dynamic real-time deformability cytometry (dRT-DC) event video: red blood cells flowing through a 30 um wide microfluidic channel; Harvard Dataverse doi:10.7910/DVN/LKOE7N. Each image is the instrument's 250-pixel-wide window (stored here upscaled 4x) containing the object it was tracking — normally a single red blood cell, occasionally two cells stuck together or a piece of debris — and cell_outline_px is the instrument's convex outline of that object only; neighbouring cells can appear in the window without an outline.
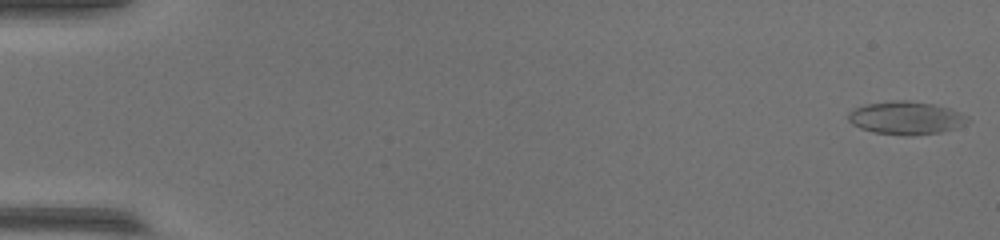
{"species": "common noctule bat (a hibernating species)", "species_latin": "Nyctalus noctula", "temperature_condition": "warm", "stored_images_in_passage": 54, "camera_frame_rate_fps": 3000, "um_per_image_px": 0.085, "animal": {"sex": "female", "body_mass_g": 17.0, "forearm_length_mm": 48.0}, "frame": {"image": 1, "passage_image": 1, "time_ms": 0.0, "image_size_px": [1000, 240], "cell_outline_px": [[968, 120], [964, 124], [956, 128], [940, 132], [908, 136], [904, 136], [872, 132], [860, 128], [852, 124], [848, 120], [848, 112], [856, 108], [868, 104], [892, 100], [904, 100], [932, 104], [952, 108], [968, 116]], "centroid_in_image_um": [77.01, 10.03], "position_along_channel_um": 8.0, "area_um2": 23.0}}
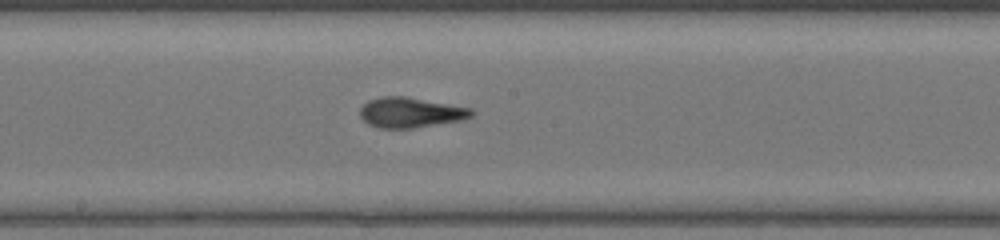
{"frame": {"image": 2, "passage_image": 30, "time_ms": 9.667, "image_size_px": [1000, 240], "cell_outline_px": [[476, 112], [472, 116], [464, 120], [412, 128], [380, 128], [368, 124], [360, 116], [360, 108], [368, 100], [384, 96], [404, 96], [472, 108]], "centroid_in_image_um": [34.92, 9.56], "position_along_channel_um": 213.3, "area_um2": 19.65}}
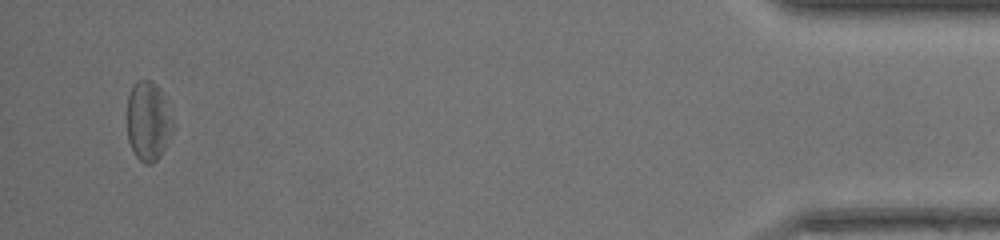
{"frame": {"image": 3, "passage_image": 52, "time_ms": 17.0, "image_size_px": [1000, 240], "cell_outline_px": [[172, 132], [160, 156], [152, 164], [144, 164], [136, 156], [128, 140], [128, 96], [136, 80], [152, 80], [156, 84], [164, 96]], "centroid_in_image_um": [12.56, 10.3], "position_along_channel_um": 422.6, "area_um2": 20.52}}